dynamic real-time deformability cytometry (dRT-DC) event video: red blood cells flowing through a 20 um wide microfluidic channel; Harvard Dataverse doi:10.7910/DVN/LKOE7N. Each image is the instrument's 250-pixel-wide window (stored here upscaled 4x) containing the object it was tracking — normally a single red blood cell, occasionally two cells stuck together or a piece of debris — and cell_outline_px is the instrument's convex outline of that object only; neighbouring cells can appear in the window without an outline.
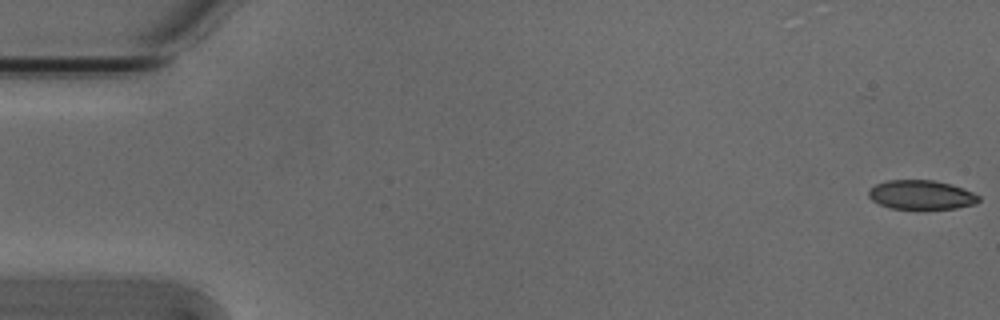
{"species": "Egyptian fruit bat (a non-hibernating species)", "species_latin": "Rousettus aegyptiacus", "temperature_condition": "cold", "stored_images_in_passage": 54, "camera_frame_rate_fps": 3000, "um_per_image_px": 0.085, "animal": {"sex": "male"}, "frame": {"image": 1, "passage_image": 1, "time_ms": 0.0, "image_size_px": [1000, 320], "cell_outline_px": [[980, 200], [976, 204], [956, 208], [892, 208], [880, 204], [872, 200], [868, 196], [868, 192], [876, 184], [888, 180], [932, 180], [952, 184], [964, 188], [980, 196]], "centroid_in_image_um": [78.34, 16.55], "position_along_channel_um": 6.7, "area_um2": 18.55}}
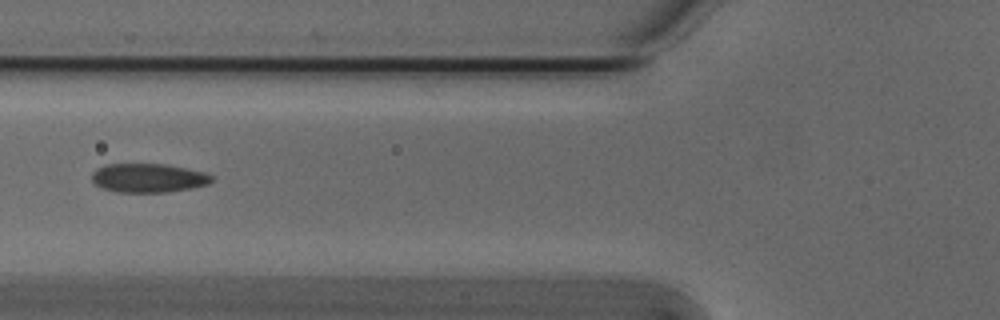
{"frame": {"image": 2, "passage_image": 21, "time_ms": 6.667, "image_size_px": [1000, 320], "cell_outline_px": [[212, 180], [208, 184], [192, 188], [164, 192], [116, 192], [104, 188], [96, 184], [92, 180], [92, 172], [96, 168], [104, 164], [164, 164], [204, 172], [212, 176]], "centroid_in_image_um": [12.57, 15.12], "position_along_channel_um": 113.2, "area_um2": 20.06}}
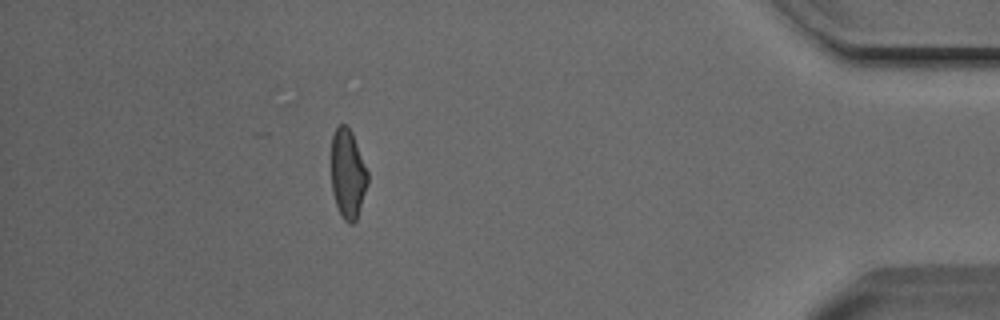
{"frame": {"image": 3, "passage_image": 48, "time_ms": 15.667, "image_size_px": [1000, 320], "cell_outline_px": [[368, 184], [356, 220], [352, 224], [348, 224], [344, 220], [336, 204], [332, 192], [332, 136], [336, 128], [340, 124], [344, 124], [352, 132], [368, 172]], "centroid_in_image_um": [29.57, 14.79], "position_along_channel_um": 405.6, "area_um2": 18.79}, "authors_computed_cell_mechanics": {"area_um2": 19.9699, "velocity_mm_per_s": 3.8322, "shape_relaxation_time_tau1_ms": 5.6515, "shape_relaxation_time_tau2_ms": 1.9267, "deformation_change_tau1": 0.1256, "deformation_change_tau2": 0.0886}}